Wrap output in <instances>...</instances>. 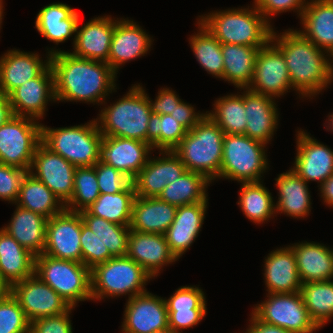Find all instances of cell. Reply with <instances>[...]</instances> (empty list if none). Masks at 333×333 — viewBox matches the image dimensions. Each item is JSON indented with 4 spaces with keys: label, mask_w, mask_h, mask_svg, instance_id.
Returning <instances> with one entry per match:
<instances>
[{
    "label": "cell",
    "mask_w": 333,
    "mask_h": 333,
    "mask_svg": "<svg viewBox=\"0 0 333 333\" xmlns=\"http://www.w3.org/2000/svg\"><path fill=\"white\" fill-rule=\"evenodd\" d=\"M267 145L244 134H225L220 175L239 183L259 182L269 169Z\"/></svg>",
    "instance_id": "ba28073f"
},
{
    "label": "cell",
    "mask_w": 333,
    "mask_h": 333,
    "mask_svg": "<svg viewBox=\"0 0 333 333\" xmlns=\"http://www.w3.org/2000/svg\"><path fill=\"white\" fill-rule=\"evenodd\" d=\"M46 57L43 62L38 53L8 50L0 57V92L8 96L23 83L36 78L50 64V55Z\"/></svg>",
    "instance_id": "cb8c5ba5"
},
{
    "label": "cell",
    "mask_w": 333,
    "mask_h": 333,
    "mask_svg": "<svg viewBox=\"0 0 333 333\" xmlns=\"http://www.w3.org/2000/svg\"><path fill=\"white\" fill-rule=\"evenodd\" d=\"M266 296V300L257 303L252 309V313L260 321L291 333H315L320 329L310 318L299 291L268 293Z\"/></svg>",
    "instance_id": "30bf717a"
},
{
    "label": "cell",
    "mask_w": 333,
    "mask_h": 333,
    "mask_svg": "<svg viewBox=\"0 0 333 333\" xmlns=\"http://www.w3.org/2000/svg\"><path fill=\"white\" fill-rule=\"evenodd\" d=\"M99 196L100 190L94 166L76 167L73 195L65 204V209L74 212L84 211L90 207Z\"/></svg>",
    "instance_id": "f6af8a7d"
},
{
    "label": "cell",
    "mask_w": 333,
    "mask_h": 333,
    "mask_svg": "<svg viewBox=\"0 0 333 333\" xmlns=\"http://www.w3.org/2000/svg\"><path fill=\"white\" fill-rule=\"evenodd\" d=\"M208 201L178 206L175 219L165 232L171 252L177 259L185 254L201 231Z\"/></svg>",
    "instance_id": "d4e9b609"
},
{
    "label": "cell",
    "mask_w": 333,
    "mask_h": 333,
    "mask_svg": "<svg viewBox=\"0 0 333 333\" xmlns=\"http://www.w3.org/2000/svg\"><path fill=\"white\" fill-rule=\"evenodd\" d=\"M35 274L70 307L79 301L92 300L91 270L83 263L50 257L46 254L35 256Z\"/></svg>",
    "instance_id": "9c48e42d"
},
{
    "label": "cell",
    "mask_w": 333,
    "mask_h": 333,
    "mask_svg": "<svg viewBox=\"0 0 333 333\" xmlns=\"http://www.w3.org/2000/svg\"><path fill=\"white\" fill-rule=\"evenodd\" d=\"M264 281L268 293H295L302 286L290 245L271 251L264 260Z\"/></svg>",
    "instance_id": "4316f807"
},
{
    "label": "cell",
    "mask_w": 333,
    "mask_h": 333,
    "mask_svg": "<svg viewBox=\"0 0 333 333\" xmlns=\"http://www.w3.org/2000/svg\"><path fill=\"white\" fill-rule=\"evenodd\" d=\"M301 283L332 280L333 249L317 242L291 244Z\"/></svg>",
    "instance_id": "83f0119b"
},
{
    "label": "cell",
    "mask_w": 333,
    "mask_h": 333,
    "mask_svg": "<svg viewBox=\"0 0 333 333\" xmlns=\"http://www.w3.org/2000/svg\"><path fill=\"white\" fill-rule=\"evenodd\" d=\"M14 116L42 119L48 102H56L54 75L50 64L36 77L14 89L9 95Z\"/></svg>",
    "instance_id": "e0dca14e"
},
{
    "label": "cell",
    "mask_w": 333,
    "mask_h": 333,
    "mask_svg": "<svg viewBox=\"0 0 333 333\" xmlns=\"http://www.w3.org/2000/svg\"><path fill=\"white\" fill-rule=\"evenodd\" d=\"M50 49L47 53L50 55L57 102L107 104L105 99L117 89V74L109 64L80 58L70 51Z\"/></svg>",
    "instance_id": "6da1fadb"
},
{
    "label": "cell",
    "mask_w": 333,
    "mask_h": 333,
    "mask_svg": "<svg viewBox=\"0 0 333 333\" xmlns=\"http://www.w3.org/2000/svg\"><path fill=\"white\" fill-rule=\"evenodd\" d=\"M224 135L206 114L172 151L186 170L200 173L212 182L220 175Z\"/></svg>",
    "instance_id": "277c9868"
},
{
    "label": "cell",
    "mask_w": 333,
    "mask_h": 333,
    "mask_svg": "<svg viewBox=\"0 0 333 333\" xmlns=\"http://www.w3.org/2000/svg\"><path fill=\"white\" fill-rule=\"evenodd\" d=\"M320 191V197L323 202L333 208V174L324 181L321 185H318Z\"/></svg>",
    "instance_id": "91938a15"
},
{
    "label": "cell",
    "mask_w": 333,
    "mask_h": 333,
    "mask_svg": "<svg viewBox=\"0 0 333 333\" xmlns=\"http://www.w3.org/2000/svg\"><path fill=\"white\" fill-rule=\"evenodd\" d=\"M75 307L66 312L49 317L39 318L30 324V333H73L70 314Z\"/></svg>",
    "instance_id": "f5cc1de1"
},
{
    "label": "cell",
    "mask_w": 333,
    "mask_h": 333,
    "mask_svg": "<svg viewBox=\"0 0 333 333\" xmlns=\"http://www.w3.org/2000/svg\"><path fill=\"white\" fill-rule=\"evenodd\" d=\"M9 222L2 229L11 235L22 247L35 256L44 252L46 217L17 205Z\"/></svg>",
    "instance_id": "1f68e13d"
},
{
    "label": "cell",
    "mask_w": 333,
    "mask_h": 333,
    "mask_svg": "<svg viewBox=\"0 0 333 333\" xmlns=\"http://www.w3.org/2000/svg\"><path fill=\"white\" fill-rule=\"evenodd\" d=\"M291 88L286 60L282 52L269 41L257 53L254 76L248 89L277 99L288 90L290 92Z\"/></svg>",
    "instance_id": "5bb4252c"
},
{
    "label": "cell",
    "mask_w": 333,
    "mask_h": 333,
    "mask_svg": "<svg viewBox=\"0 0 333 333\" xmlns=\"http://www.w3.org/2000/svg\"><path fill=\"white\" fill-rule=\"evenodd\" d=\"M153 41L137 22L117 18L109 49V66L118 74L119 68L126 62L147 54Z\"/></svg>",
    "instance_id": "ffe728a7"
},
{
    "label": "cell",
    "mask_w": 333,
    "mask_h": 333,
    "mask_svg": "<svg viewBox=\"0 0 333 333\" xmlns=\"http://www.w3.org/2000/svg\"><path fill=\"white\" fill-rule=\"evenodd\" d=\"M80 243L82 249V263L90 270L96 265L113 258L98 236L83 223L82 217Z\"/></svg>",
    "instance_id": "c3c4849f"
},
{
    "label": "cell",
    "mask_w": 333,
    "mask_h": 333,
    "mask_svg": "<svg viewBox=\"0 0 333 333\" xmlns=\"http://www.w3.org/2000/svg\"><path fill=\"white\" fill-rule=\"evenodd\" d=\"M186 134L187 130L170 114H151L147 143L152 149L173 150Z\"/></svg>",
    "instance_id": "ee69618b"
},
{
    "label": "cell",
    "mask_w": 333,
    "mask_h": 333,
    "mask_svg": "<svg viewBox=\"0 0 333 333\" xmlns=\"http://www.w3.org/2000/svg\"><path fill=\"white\" fill-rule=\"evenodd\" d=\"M242 95L229 94L214 102L212 111L206 114L223 130L225 134H244L247 124L245 112V88Z\"/></svg>",
    "instance_id": "74e56055"
},
{
    "label": "cell",
    "mask_w": 333,
    "mask_h": 333,
    "mask_svg": "<svg viewBox=\"0 0 333 333\" xmlns=\"http://www.w3.org/2000/svg\"><path fill=\"white\" fill-rule=\"evenodd\" d=\"M151 109L145 89L133 85L117 102L102 108L95 119L103 136H115L147 142Z\"/></svg>",
    "instance_id": "5b68a950"
},
{
    "label": "cell",
    "mask_w": 333,
    "mask_h": 333,
    "mask_svg": "<svg viewBox=\"0 0 333 333\" xmlns=\"http://www.w3.org/2000/svg\"><path fill=\"white\" fill-rule=\"evenodd\" d=\"M94 168L100 194H115L126 189H134L133 179L111 165L99 160Z\"/></svg>",
    "instance_id": "7dc6e473"
},
{
    "label": "cell",
    "mask_w": 333,
    "mask_h": 333,
    "mask_svg": "<svg viewBox=\"0 0 333 333\" xmlns=\"http://www.w3.org/2000/svg\"><path fill=\"white\" fill-rule=\"evenodd\" d=\"M83 223L101 240L113 257L125 256L128 250L130 225H119L91 215L87 210L79 212Z\"/></svg>",
    "instance_id": "7bdbcfd3"
},
{
    "label": "cell",
    "mask_w": 333,
    "mask_h": 333,
    "mask_svg": "<svg viewBox=\"0 0 333 333\" xmlns=\"http://www.w3.org/2000/svg\"><path fill=\"white\" fill-rule=\"evenodd\" d=\"M300 21L298 31L333 58V0H308Z\"/></svg>",
    "instance_id": "f1b7e54d"
},
{
    "label": "cell",
    "mask_w": 333,
    "mask_h": 333,
    "mask_svg": "<svg viewBox=\"0 0 333 333\" xmlns=\"http://www.w3.org/2000/svg\"><path fill=\"white\" fill-rule=\"evenodd\" d=\"M271 195L263 181L241 183L237 205L251 222L263 224L276 216Z\"/></svg>",
    "instance_id": "f35d334b"
},
{
    "label": "cell",
    "mask_w": 333,
    "mask_h": 333,
    "mask_svg": "<svg viewBox=\"0 0 333 333\" xmlns=\"http://www.w3.org/2000/svg\"><path fill=\"white\" fill-rule=\"evenodd\" d=\"M79 12L65 3L48 4L39 11L35 28L47 40L63 43L76 34Z\"/></svg>",
    "instance_id": "836d02e7"
},
{
    "label": "cell",
    "mask_w": 333,
    "mask_h": 333,
    "mask_svg": "<svg viewBox=\"0 0 333 333\" xmlns=\"http://www.w3.org/2000/svg\"><path fill=\"white\" fill-rule=\"evenodd\" d=\"M157 333H175L174 331H172L171 329L162 331V332H157Z\"/></svg>",
    "instance_id": "e7e4bbea"
},
{
    "label": "cell",
    "mask_w": 333,
    "mask_h": 333,
    "mask_svg": "<svg viewBox=\"0 0 333 333\" xmlns=\"http://www.w3.org/2000/svg\"><path fill=\"white\" fill-rule=\"evenodd\" d=\"M159 157H149L146 165L133 179L136 196L159 197L165 186L178 179L186 167L172 150H162Z\"/></svg>",
    "instance_id": "d6986e66"
},
{
    "label": "cell",
    "mask_w": 333,
    "mask_h": 333,
    "mask_svg": "<svg viewBox=\"0 0 333 333\" xmlns=\"http://www.w3.org/2000/svg\"><path fill=\"white\" fill-rule=\"evenodd\" d=\"M154 279L164 266L178 259L171 252L165 235L131 230L126 254Z\"/></svg>",
    "instance_id": "603a6c76"
},
{
    "label": "cell",
    "mask_w": 333,
    "mask_h": 333,
    "mask_svg": "<svg viewBox=\"0 0 333 333\" xmlns=\"http://www.w3.org/2000/svg\"><path fill=\"white\" fill-rule=\"evenodd\" d=\"M327 117H329V118L326 119L325 128H326V130L333 132V113L329 114ZM327 120H328V122H327ZM326 124H327V126H326Z\"/></svg>",
    "instance_id": "6125c7cd"
},
{
    "label": "cell",
    "mask_w": 333,
    "mask_h": 333,
    "mask_svg": "<svg viewBox=\"0 0 333 333\" xmlns=\"http://www.w3.org/2000/svg\"><path fill=\"white\" fill-rule=\"evenodd\" d=\"M35 274V255L0 228V277L11 287Z\"/></svg>",
    "instance_id": "d6a6232c"
},
{
    "label": "cell",
    "mask_w": 333,
    "mask_h": 333,
    "mask_svg": "<svg viewBox=\"0 0 333 333\" xmlns=\"http://www.w3.org/2000/svg\"><path fill=\"white\" fill-rule=\"evenodd\" d=\"M307 3L308 0L307 2L306 0H254L253 5L270 24L271 17L287 11H296L298 17L301 18Z\"/></svg>",
    "instance_id": "816d5d0a"
},
{
    "label": "cell",
    "mask_w": 333,
    "mask_h": 333,
    "mask_svg": "<svg viewBox=\"0 0 333 333\" xmlns=\"http://www.w3.org/2000/svg\"><path fill=\"white\" fill-rule=\"evenodd\" d=\"M205 293L197 286H181L168 299L165 297L167 311L207 309Z\"/></svg>",
    "instance_id": "681fc988"
},
{
    "label": "cell",
    "mask_w": 333,
    "mask_h": 333,
    "mask_svg": "<svg viewBox=\"0 0 333 333\" xmlns=\"http://www.w3.org/2000/svg\"><path fill=\"white\" fill-rule=\"evenodd\" d=\"M299 292L310 318L323 328L333 318V280L302 283Z\"/></svg>",
    "instance_id": "ab89813d"
},
{
    "label": "cell",
    "mask_w": 333,
    "mask_h": 333,
    "mask_svg": "<svg viewBox=\"0 0 333 333\" xmlns=\"http://www.w3.org/2000/svg\"><path fill=\"white\" fill-rule=\"evenodd\" d=\"M221 44L264 47L271 39L273 27L259 10L231 8L214 11L197 18Z\"/></svg>",
    "instance_id": "3957f363"
},
{
    "label": "cell",
    "mask_w": 333,
    "mask_h": 333,
    "mask_svg": "<svg viewBox=\"0 0 333 333\" xmlns=\"http://www.w3.org/2000/svg\"><path fill=\"white\" fill-rule=\"evenodd\" d=\"M274 29L270 41L282 52L292 89L299 97L312 99L329 87L333 81V58L298 30L289 28L277 35Z\"/></svg>",
    "instance_id": "7a4b0ae2"
},
{
    "label": "cell",
    "mask_w": 333,
    "mask_h": 333,
    "mask_svg": "<svg viewBox=\"0 0 333 333\" xmlns=\"http://www.w3.org/2000/svg\"><path fill=\"white\" fill-rule=\"evenodd\" d=\"M30 324L10 292L0 299V333H30Z\"/></svg>",
    "instance_id": "bcb514c9"
},
{
    "label": "cell",
    "mask_w": 333,
    "mask_h": 333,
    "mask_svg": "<svg viewBox=\"0 0 333 333\" xmlns=\"http://www.w3.org/2000/svg\"><path fill=\"white\" fill-rule=\"evenodd\" d=\"M170 115L174 117L187 131H190L206 113L196 112L195 108L184 101H181L171 111Z\"/></svg>",
    "instance_id": "9f6ffc18"
},
{
    "label": "cell",
    "mask_w": 333,
    "mask_h": 333,
    "mask_svg": "<svg viewBox=\"0 0 333 333\" xmlns=\"http://www.w3.org/2000/svg\"><path fill=\"white\" fill-rule=\"evenodd\" d=\"M8 292H10V287L0 277V299L3 298Z\"/></svg>",
    "instance_id": "94428289"
},
{
    "label": "cell",
    "mask_w": 333,
    "mask_h": 333,
    "mask_svg": "<svg viewBox=\"0 0 333 333\" xmlns=\"http://www.w3.org/2000/svg\"><path fill=\"white\" fill-rule=\"evenodd\" d=\"M147 98L151 112L153 114H159V115L170 114L171 111L175 109V106L182 101L179 98V95H177L175 91L170 90V88L166 87H163V89L161 87L154 101L151 100L148 94Z\"/></svg>",
    "instance_id": "11a10c76"
},
{
    "label": "cell",
    "mask_w": 333,
    "mask_h": 333,
    "mask_svg": "<svg viewBox=\"0 0 333 333\" xmlns=\"http://www.w3.org/2000/svg\"><path fill=\"white\" fill-rule=\"evenodd\" d=\"M29 171L0 163V199L15 204L22 181Z\"/></svg>",
    "instance_id": "f907efd6"
},
{
    "label": "cell",
    "mask_w": 333,
    "mask_h": 333,
    "mask_svg": "<svg viewBox=\"0 0 333 333\" xmlns=\"http://www.w3.org/2000/svg\"><path fill=\"white\" fill-rule=\"evenodd\" d=\"M278 188V201L275 213L285 214L293 218H306L311 211V196L307 183L292 169L275 178Z\"/></svg>",
    "instance_id": "4dcf8cb0"
},
{
    "label": "cell",
    "mask_w": 333,
    "mask_h": 333,
    "mask_svg": "<svg viewBox=\"0 0 333 333\" xmlns=\"http://www.w3.org/2000/svg\"><path fill=\"white\" fill-rule=\"evenodd\" d=\"M102 138L95 119L71 127L41 125V142L75 167L94 166L100 160Z\"/></svg>",
    "instance_id": "8992f818"
},
{
    "label": "cell",
    "mask_w": 333,
    "mask_h": 333,
    "mask_svg": "<svg viewBox=\"0 0 333 333\" xmlns=\"http://www.w3.org/2000/svg\"><path fill=\"white\" fill-rule=\"evenodd\" d=\"M151 151L156 150H153L147 142L103 136L100 160L134 179L146 165Z\"/></svg>",
    "instance_id": "44dd1931"
},
{
    "label": "cell",
    "mask_w": 333,
    "mask_h": 333,
    "mask_svg": "<svg viewBox=\"0 0 333 333\" xmlns=\"http://www.w3.org/2000/svg\"><path fill=\"white\" fill-rule=\"evenodd\" d=\"M14 116L9 97L0 92V127Z\"/></svg>",
    "instance_id": "680465c9"
},
{
    "label": "cell",
    "mask_w": 333,
    "mask_h": 333,
    "mask_svg": "<svg viewBox=\"0 0 333 333\" xmlns=\"http://www.w3.org/2000/svg\"><path fill=\"white\" fill-rule=\"evenodd\" d=\"M260 48L262 47L222 44L223 80L238 89L248 88L253 80L255 60Z\"/></svg>",
    "instance_id": "e575fe53"
},
{
    "label": "cell",
    "mask_w": 333,
    "mask_h": 333,
    "mask_svg": "<svg viewBox=\"0 0 333 333\" xmlns=\"http://www.w3.org/2000/svg\"><path fill=\"white\" fill-rule=\"evenodd\" d=\"M15 205L38 213L47 219L65 209L60 199L29 172L22 181Z\"/></svg>",
    "instance_id": "d590c367"
},
{
    "label": "cell",
    "mask_w": 333,
    "mask_h": 333,
    "mask_svg": "<svg viewBox=\"0 0 333 333\" xmlns=\"http://www.w3.org/2000/svg\"><path fill=\"white\" fill-rule=\"evenodd\" d=\"M81 215L64 209L47 219L46 242L43 254L82 263Z\"/></svg>",
    "instance_id": "4fadbf2b"
},
{
    "label": "cell",
    "mask_w": 333,
    "mask_h": 333,
    "mask_svg": "<svg viewBox=\"0 0 333 333\" xmlns=\"http://www.w3.org/2000/svg\"><path fill=\"white\" fill-rule=\"evenodd\" d=\"M245 333H291L283 328L260 321L253 313Z\"/></svg>",
    "instance_id": "6f0895ef"
},
{
    "label": "cell",
    "mask_w": 333,
    "mask_h": 333,
    "mask_svg": "<svg viewBox=\"0 0 333 333\" xmlns=\"http://www.w3.org/2000/svg\"><path fill=\"white\" fill-rule=\"evenodd\" d=\"M196 24H198L199 31L189 38V44L196 60L208 74L223 80L222 44L200 21L197 20Z\"/></svg>",
    "instance_id": "60d3db41"
},
{
    "label": "cell",
    "mask_w": 333,
    "mask_h": 333,
    "mask_svg": "<svg viewBox=\"0 0 333 333\" xmlns=\"http://www.w3.org/2000/svg\"><path fill=\"white\" fill-rule=\"evenodd\" d=\"M207 309H191L184 311H168V326L175 333L192 328L206 316ZM181 331V332H180Z\"/></svg>",
    "instance_id": "db71d44e"
},
{
    "label": "cell",
    "mask_w": 333,
    "mask_h": 333,
    "mask_svg": "<svg viewBox=\"0 0 333 333\" xmlns=\"http://www.w3.org/2000/svg\"><path fill=\"white\" fill-rule=\"evenodd\" d=\"M210 183L204 175L187 170L174 182L167 184L158 198L177 207L208 201Z\"/></svg>",
    "instance_id": "8d00e7d4"
},
{
    "label": "cell",
    "mask_w": 333,
    "mask_h": 333,
    "mask_svg": "<svg viewBox=\"0 0 333 333\" xmlns=\"http://www.w3.org/2000/svg\"><path fill=\"white\" fill-rule=\"evenodd\" d=\"M75 170L74 165L40 142L29 173L43 182L65 205L73 195Z\"/></svg>",
    "instance_id": "9a60e30c"
},
{
    "label": "cell",
    "mask_w": 333,
    "mask_h": 333,
    "mask_svg": "<svg viewBox=\"0 0 333 333\" xmlns=\"http://www.w3.org/2000/svg\"><path fill=\"white\" fill-rule=\"evenodd\" d=\"M77 24L73 39L74 56L101 61L108 64L109 49L114 33L115 19L111 16H98L89 20L81 28Z\"/></svg>",
    "instance_id": "7402d4cb"
},
{
    "label": "cell",
    "mask_w": 333,
    "mask_h": 333,
    "mask_svg": "<svg viewBox=\"0 0 333 333\" xmlns=\"http://www.w3.org/2000/svg\"><path fill=\"white\" fill-rule=\"evenodd\" d=\"M135 189H126L115 194H100L86 210L94 216L119 224L130 225Z\"/></svg>",
    "instance_id": "b9f144b4"
},
{
    "label": "cell",
    "mask_w": 333,
    "mask_h": 333,
    "mask_svg": "<svg viewBox=\"0 0 333 333\" xmlns=\"http://www.w3.org/2000/svg\"><path fill=\"white\" fill-rule=\"evenodd\" d=\"M10 293L18 301L31 322L66 312L69 304L36 274L10 287Z\"/></svg>",
    "instance_id": "7c38bea8"
},
{
    "label": "cell",
    "mask_w": 333,
    "mask_h": 333,
    "mask_svg": "<svg viewBox=\"0 0 333 333\" xmlns=\"http://www.w3.org/2000/svg\"><path fill=\"white\" fill-rule=\"evenodd\" d=\"M296 137L297 153L291 169L306 183L316 181L321 185L333 174V150L303 129Z\"/></svg>",
    "instance_id": "ac0fdd59"
},
{
    "label": "cell",
    "mask_w": 333,
    "mask_h": 333,
    "mask_svg": "<svg viewBox=\"0 0 333 333\" xmlns=\"http://www.w3.org/2000/svg\"><path fill=\"white\" fill-rule=\"evenodd\" d=\"M177 206L158 197L136 196L132 205L130 229L142 233L165 234L175 219Z\"/></svg>",
    "instance_id": "f546056e"
},
{
    "label": "cell",
    "mask_w": 333,
    "mask_h": 333,
    "mask_svg": "<svg viewBox=\"0 0 333 333\" xmlns=\"http://www.w3.org/2000/svg\"><path fill=\"white\" fill-rule=\"evenodd\" d=\"M3 1L2 0H0V30H1V25H2V19H3V11H4V9H3Z\"/></svg>",
    "instance_id": "be15d7a7"
},
{
    "label": "cell",
    "mask_w": 333,
    "mask_h": 333,
    "mask_svg": "<svg viewBox=\"0 0 333 333\" xmlns=\"http://www.w3.org/2000/svg\"><path fill=\"white\" fill-rule=\"evenodd\" d=\"M152 277L127 255L113 257L91 269L92 300L121 297L128 300L147 291L145 288ZM145 288V289H144Z\"/></svg>",
    "instance_id": "52a82bcc"
},
{
    "label": "cell",
    "mask_w": 333,
    "mask_h": 333,
    "mask_svg": "<svg viewBox=\"0 0 333 333\" xmlns=\"http://www.w3.org/2000/svg\"><path fill=\"white\" fill-rule=\"evenodd\" d=\"M122 333H157L169 329L165 298L148 291L125 304Z\"/></svg>",
    "instance_id": "2e32d148"
},
{
    "label": "cell",
    "mask_w": 333,
    "mask_h": 333,
    "mask_svg": "<svg viewBox=\"0 0 333 333\" xmlns=\"http://www.w3.org/2000/svg\"><path fill=\"white\" fill-rule=\"evenodd\" d=\"M274 99L245 88V135L265 145L273 138L280 120Z\"/></svg>",
    "instance_id": "484cf974"
},
{
    "label": "cell",
    "mask_w": 333,
    "mask_h": 333,
    "mask_svg": "<svg viewBox=\"0 0 333 333\" xmlns=\"http://www.w3.org/2000/svg\"><path fill=\"white\" fill-rule=\"evenodd\" d=\"M41 123L13 116L0 127V163L30 171L34 152L41 142Z\"/></svg>",
    "instance_id": "8fae6325"
}]
</instances>
